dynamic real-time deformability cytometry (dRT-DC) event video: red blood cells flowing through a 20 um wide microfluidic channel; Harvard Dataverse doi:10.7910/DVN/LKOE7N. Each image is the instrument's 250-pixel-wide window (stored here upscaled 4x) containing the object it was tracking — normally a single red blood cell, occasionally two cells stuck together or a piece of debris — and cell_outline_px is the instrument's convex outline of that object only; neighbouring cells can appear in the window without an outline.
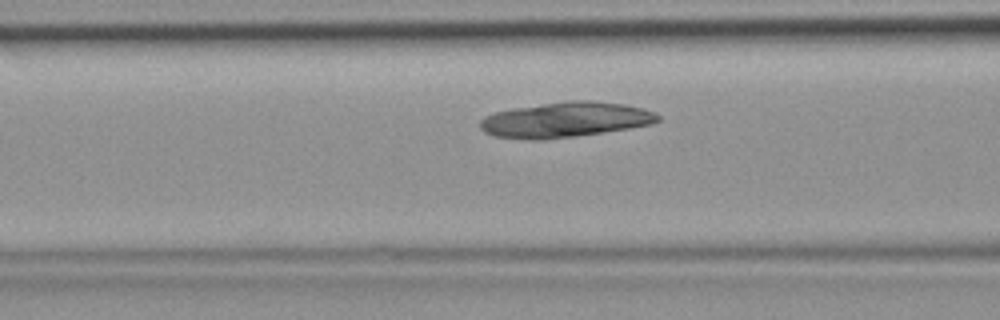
{"species": "common noctule bat (a hibernating species)", "species_latin": "Nyctalus noctula", "temperature_condition": "room temperature", "stored_images_in_passage": 33, "camera_frame_rate_fps": 3000, "um_per_image_px": 0.085, "animal": {"sex": "female", "body_mass_g": 19.9}, "frame": {"image": 1, "passage_image": 10, "time_ms": 3.0, "image_size_px": [1000, 320], "cell_outline_px": [[660, 120], [652, 124], [628, 128], [576, 136], [544, 140], [528, 140], [496, 136], [484, 132], [480, 128], [480, 120], [484, 116], [496, 112], [512, 108], [568, 100], [592, 100], [624, 104], [644, 108], [656, 112], [660, 116]], "centroid_in_image_um": [48.06, 10.17], "position_along_channel_um": 118.5, "area_um2": 36.7}}
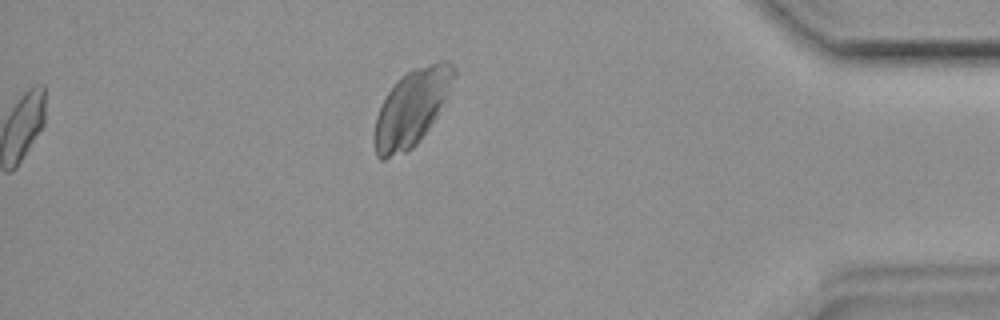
{"frame": {"image": 2, "passage_image": 33, "time_ms": 10.667, "image_size_px": [1000, 320], "cell_outline_px": [[456, 76], [436, 116], [428, 128], [416, 144], [412, 148], [404, 152], [384, 160], [380, 160], [376, 156], [372, 140], [372, 136], [376, 116], [380, 104], [396, 80], [400, 76], [412, 68], [440, 60], [448, 60], [456, 68]], "centroid_in_image_um": [34.94, 9.15], "position_along_channel_um": 400.3, "area_um2": 35.55}}